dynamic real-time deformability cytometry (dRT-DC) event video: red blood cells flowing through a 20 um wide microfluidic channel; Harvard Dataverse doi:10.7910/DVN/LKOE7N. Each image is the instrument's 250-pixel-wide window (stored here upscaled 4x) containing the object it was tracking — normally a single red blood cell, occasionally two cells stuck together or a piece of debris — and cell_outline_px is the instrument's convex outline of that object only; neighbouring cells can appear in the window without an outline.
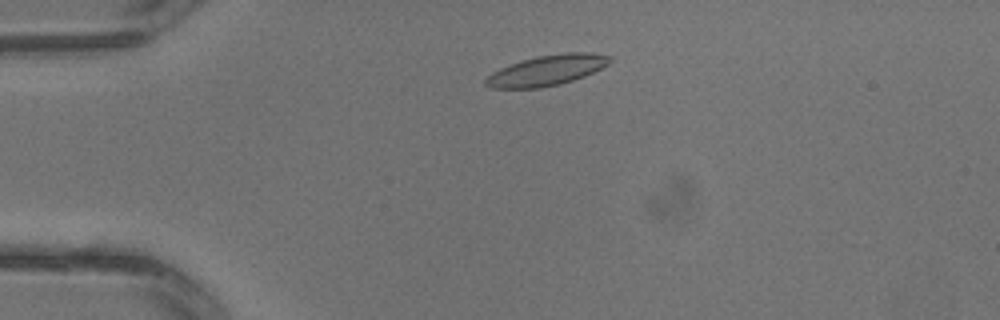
{"species": "common noctule bat (a hibernating species)", "species_latin": "Nyctalus noctula", "temperature_condition": "warm", "stored_images_in_passage": 2, "camera_frame_rate_fps": 3000, "um_per_image_px": 0.085, "animal": {"sex": "male", "body_mass_g": 13.3}, "frame": {"image": 1, "passage_image": 1, "time_ms": 0.0, "image_size_px": [1000, 320], "cell_outline_px": [[612, 60], [608, 64], [584, 76], [560, 84], [540, 88], [492, 88], [484, 84], [484, 80], [492, 72], [500, 68], [536, 56], [568, 52], [588, 52], [612, 56]], "centroid_in_image_um": [46.48, 5.98], "position_along_channel_um": 38.5, "area_um2": 21.79}}